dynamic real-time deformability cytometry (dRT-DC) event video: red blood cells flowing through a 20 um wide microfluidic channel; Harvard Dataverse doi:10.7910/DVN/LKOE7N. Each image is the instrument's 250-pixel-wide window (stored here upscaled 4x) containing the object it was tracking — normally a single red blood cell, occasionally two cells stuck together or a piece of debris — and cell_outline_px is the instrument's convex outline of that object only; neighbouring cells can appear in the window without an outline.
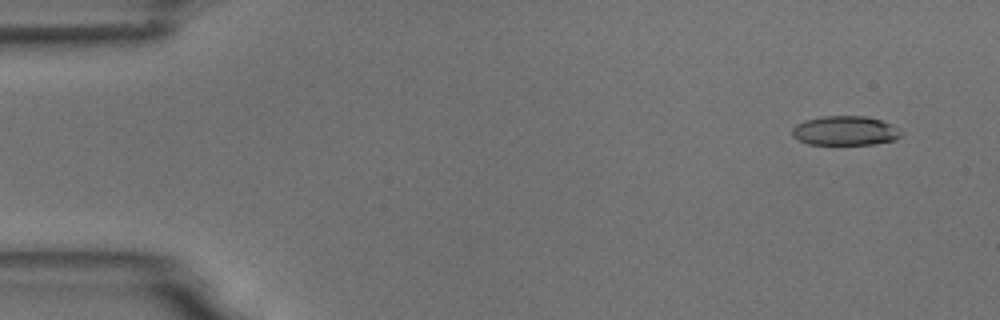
{"species": "common noctule bat (a hibernating species)", "species_latin": "Nyctalus noctula", "temperature_condition": "room temperature", "stored_images_in_passage": 9, "camera_frame_rate_fps": 3000, "um_per_image_px": 0.085, "animal": {"sex": "male", "body_mass_g": 18.8}, "frame": {"image": 1, "passage_image": 2, "time_ms": 1.0, "image_size_px": [1000, 320], "cell_outline_px": [[904, 132], [896, 140], [872, 144], [808, 144], [792, 136], [792, 128], [796, 124], [804, 120], [824, 116], [864, 116], [880, 120], [892, 124], [900, 128]], "centroid_in_image_um": [71.86, 11.11], "position_along_channel_um": 13.1, "area_um2": 18.73}}
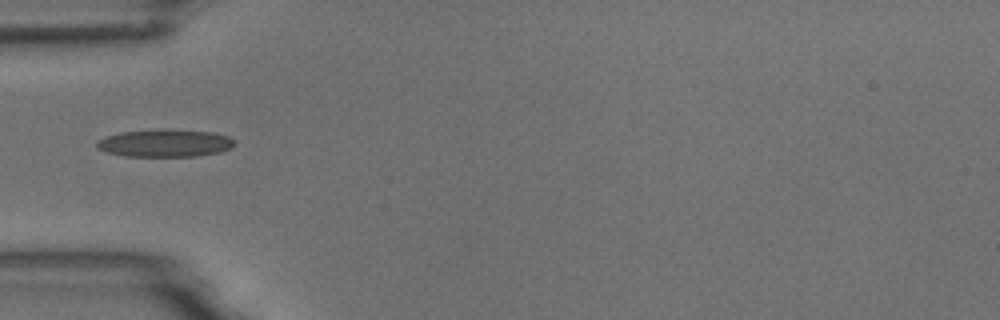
{"frame": {"image": 2, "passage_image": 6, "time_ms": 5.667, "image_size_px": [1000, 320], "cell_outline_px": [[236, 144], [232, 148], [220, 152], [196, 156], [124, 156], [108, 152], [96, 148], [96, 140], [104, 136], [120, 132], [212, 132], [228, 136], [236, 140]], "centroid_in_image_um": [14.02, 12.21], "position_along_channel_um": 71.0, "area_um2": 21.21}}